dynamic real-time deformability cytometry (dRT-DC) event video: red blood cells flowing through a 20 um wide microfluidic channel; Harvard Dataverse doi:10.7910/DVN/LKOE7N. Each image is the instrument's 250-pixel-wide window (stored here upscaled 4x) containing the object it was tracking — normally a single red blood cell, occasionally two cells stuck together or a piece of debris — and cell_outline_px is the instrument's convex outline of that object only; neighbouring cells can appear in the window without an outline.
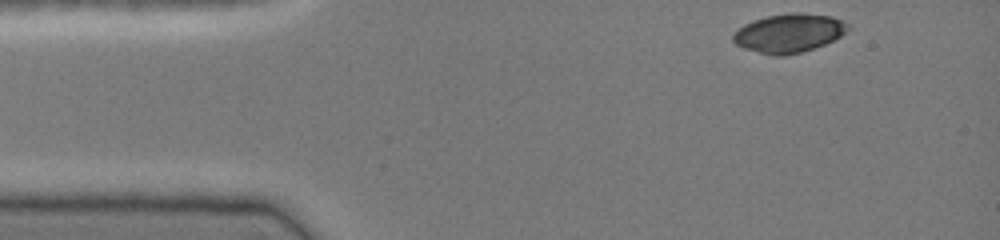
{"species": "common noctule bat (a hibernating species)", "species_latin": "Nyctalus noctula", "temperature_condition": "cold", "stored_images_in_passage": 36, "camera_frame_rate_fps": 3000, "um_per_image_px": 0.085, "animal": {"sex": "female", "body_mass_g": 19.0, "forearm_length_mm": 51.5}, "frame": {"image": 1, "passage_image": 1, "time_ms": 0.0, "image_size_px": [1000, 240], "cell_outline_px": [[848, 28], [840, 36], [824, 44], [800, 52], [784, 56], [772, 56], [744, 48], [736, 44], [732, 40], [732, 36], [744, 24], [752, 20], [768, 16], [792, 12], [800, 12], [832, 16], [848, 24]], "centroid_in_image_um": [67.03, 2.81], "position_along_channel_um": 18.0, "area_um2": 25.66}}
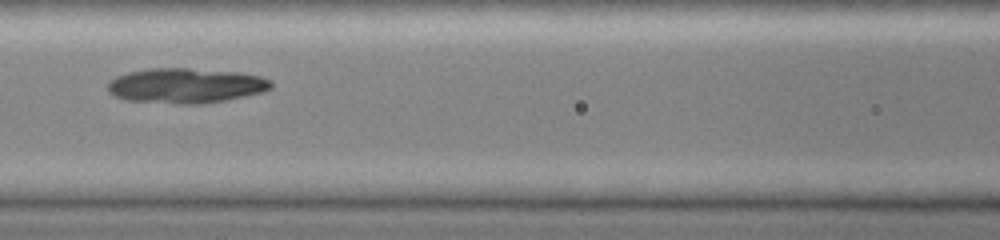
{"frame": {"image": 2, "passage_image": 16, "time_ms": 5.0, "image_size_px": [1000, 240], "cell_outline_px": [[272, 88], [264, 92], [204, 104], [176, 104], [124, 100], [112, 96], [108, 92], [108, 84], [116, 76], [128, 72], [148, 68], [188, 68], [236, 72], [260, 76], [272, 80]], "centroid_in_image_um": [15.77, 7.28], "position_along_channel_um": 150.8, "area_um2": 33.58}}
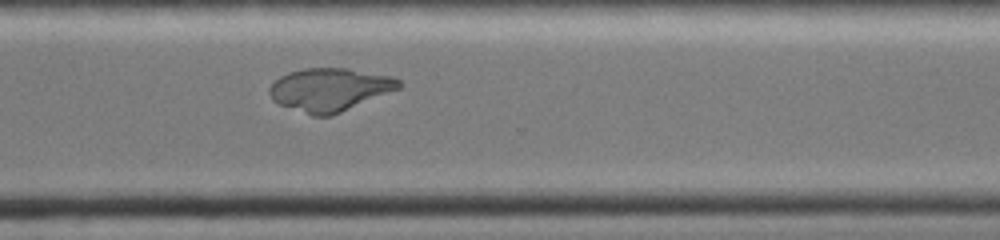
{"frame": {"image": 3, "passage_image": 30, "time_ms": 9.667, "image_size_px": [1000, 240], "cell_outline_px": [[404, 84], [400, 88], [332, 116], [312, 116], [276, 104], [272, 100], [268, 92], [268, 88], [280, 76], [288, 72], [304, 68], [348, 68], [396, 76]], "centroid_in_image_um": [28.03, 7.61], "position_along_channel_um": 342.6, "area_um2": 33.0}}